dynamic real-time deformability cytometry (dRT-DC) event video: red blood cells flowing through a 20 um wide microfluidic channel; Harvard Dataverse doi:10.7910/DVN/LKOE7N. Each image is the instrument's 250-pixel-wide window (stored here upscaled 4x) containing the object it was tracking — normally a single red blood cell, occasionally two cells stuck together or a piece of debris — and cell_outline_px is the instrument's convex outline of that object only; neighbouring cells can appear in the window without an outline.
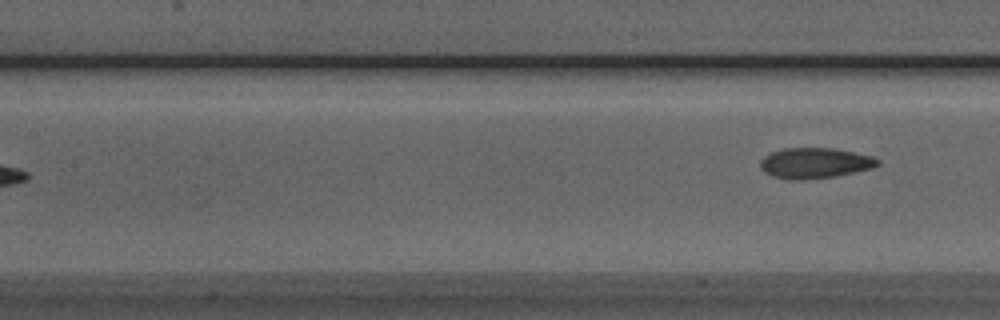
{"species": "Egyptian fruit bat (a non-hibernating species)", "species_latin": "Rousettus aegyptiacus", "temperature_condition": "room temperature", "stored_images_in_passage": 7, "camera_frame_rate_fps": 3000, "um_per_image_px": 0.085, "animal": {"sex": "male"}, "frame": {"image": 1, "passage_image": 7, "time_ms": 2.0, "image_size_px": [1000, 320], "cell_outline_px": [[880, 164], [872, 168], [856, 172], [836, 176], [800, 180], [788, 180], [772, 176], [764, 172], [760, 168], [760, 160], [764, 156], [772, 152], [784, 148], [832, 148], [856, 152], [872, 156], [880, 160]], "centroid_in_image_um": [69.26, 13.86], "position_along_channel_um": 138.1, "area_um2": 21.1}}